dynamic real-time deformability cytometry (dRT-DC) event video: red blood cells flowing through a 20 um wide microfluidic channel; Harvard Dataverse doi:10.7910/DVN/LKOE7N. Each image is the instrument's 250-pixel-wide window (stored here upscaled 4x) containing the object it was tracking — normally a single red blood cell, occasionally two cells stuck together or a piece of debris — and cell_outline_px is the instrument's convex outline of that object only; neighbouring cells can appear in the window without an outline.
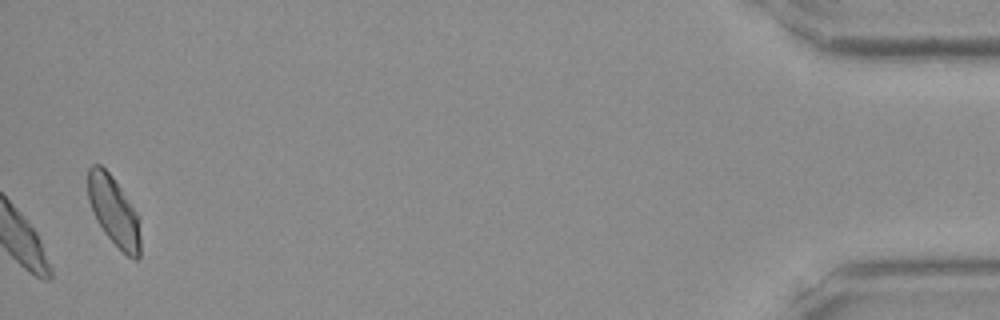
{"species": "Egyptian fruit bat (a non-hibernating species)", "species_latin": "Rousettus aegyptiacus", "temperature_condition": "room temperature", "stored_images_in_passage": 33, "camera_frame_rate_fps": 3000, "um_per_image_px": 0.085, "frame": {"image": 1, "passage_image": 33, "time_ms": 10.667, "image_size_px": [1000, 320], "cell_outline_px": [[140, 256], [136, 260], [128, 256], [104, 232], [96, 220], [92, 212], [88, 200], [88, 168], [92, 164], [100, 164], [112, 176], [132, 204], [136, 212], [140, 236]], "centroid_in_image_um": [9.65, 17.92], "position_along_channel_um": 425.5, "area_um2": 20.98}}